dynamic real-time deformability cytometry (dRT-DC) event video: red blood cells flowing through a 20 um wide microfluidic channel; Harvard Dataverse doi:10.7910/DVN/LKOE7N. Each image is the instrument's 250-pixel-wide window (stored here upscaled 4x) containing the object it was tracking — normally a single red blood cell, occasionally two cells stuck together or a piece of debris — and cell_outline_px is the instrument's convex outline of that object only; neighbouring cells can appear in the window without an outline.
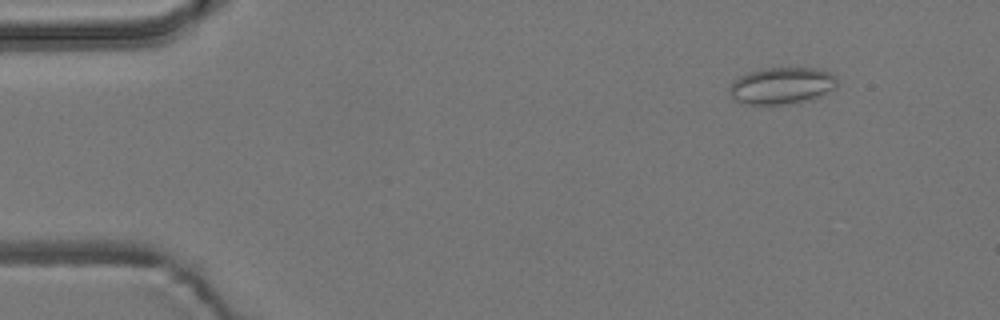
{"species": "common noctule bat (a hibernating species)", "species_latin": "Nyctalus noctula", "temperature_condition": "room temperature", "stored_images_in_passage": 4, "camera_frame_rate_fps": 3000, "um_per_image_px": 0.085, "animal": {"sex": "male", "body_mass_g": 19.2, "forearm_length_mm": 51.8}, "frame": {"image": 1, "passage_image": 2, "time_ms": 1.333, "image_size_px": [1000, 320], "cell_outline_px": [[836, 88], [812, 100], [784, 104], [744, 104], [732, 100], [728, 92], [728, 88], [732, 80], [748, 72], [764, 68], [816, 68], [828, 72], [836, 76]], "centroid_in_image_um": [66.4, 7.29], "position_along_channel_um": 18.6, "area_um2": 23.41}}